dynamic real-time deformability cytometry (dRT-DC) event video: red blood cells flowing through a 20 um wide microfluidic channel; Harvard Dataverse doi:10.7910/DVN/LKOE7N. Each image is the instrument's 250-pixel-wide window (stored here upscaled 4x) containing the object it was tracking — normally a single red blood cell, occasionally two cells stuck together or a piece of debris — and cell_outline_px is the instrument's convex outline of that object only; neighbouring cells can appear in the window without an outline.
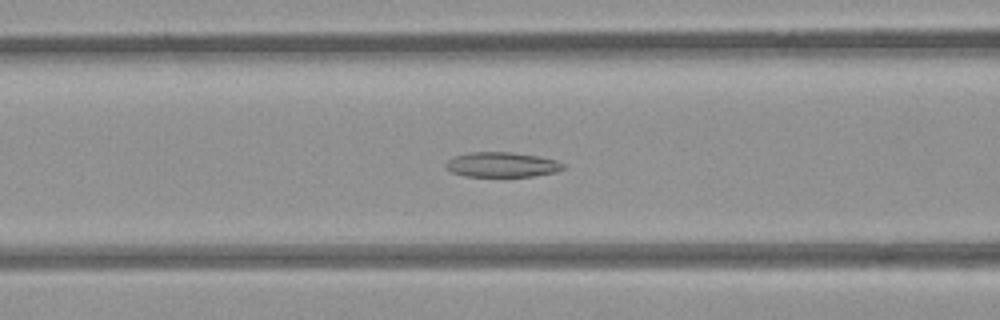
{"species": "common noctule bat (a hibernating species)", "species_latin": "Nyctalus noctula", "temperature_condition": "room temperature", "stored_images_in_passage": 36, "camera_frame_rate_fps": 3000, "um_per_image_px": 0.085, "animal": {"sex": "female", "body_mass_g": 21.9}, "frame": {"image": 1, "passage_image": 12, "time_ms": 3.667, "image_size_px": [1000, 320], "cell_outline_px": [[564, 168], [556, 172], [532, 176], [464, 176], [452, 172], [444, 168], [444, 164], [452, 156], [468, 152], [512, 152], [536, 156], [556, 160], [564, 164]], "centroid_in_image_um": [42.6, 13.99], "position_along_channel_um": 124.0, "area_um2": 17.11}}
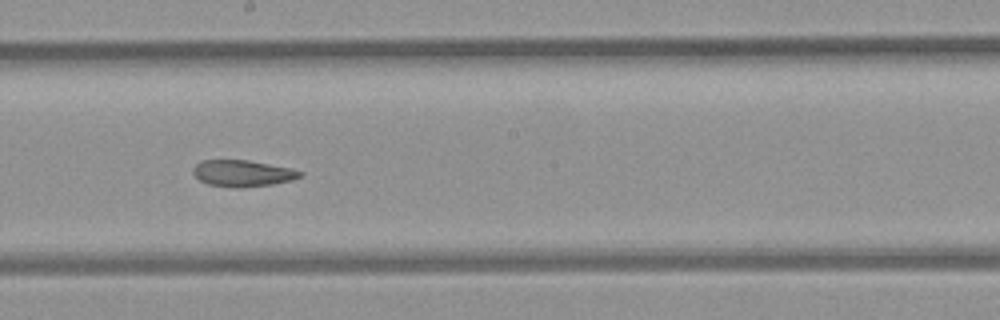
{"frame": {"image": 2, "passage_image": 20, "time_ms": 6.333, "image_size_px": [1000, 320], "cell_outline_px": [[304, 172], [300, 176], [292, 180], [272, 184], [240, 188], [236, 188], [208, 184], [200, 180], [192, 172], [192, 168], [200, 160], [248, 160], [292, 168]], "centroid_in_image_um": [20.61, 14.72], "position_along_channel_um": 227.6, "area_um2": 16.53}}
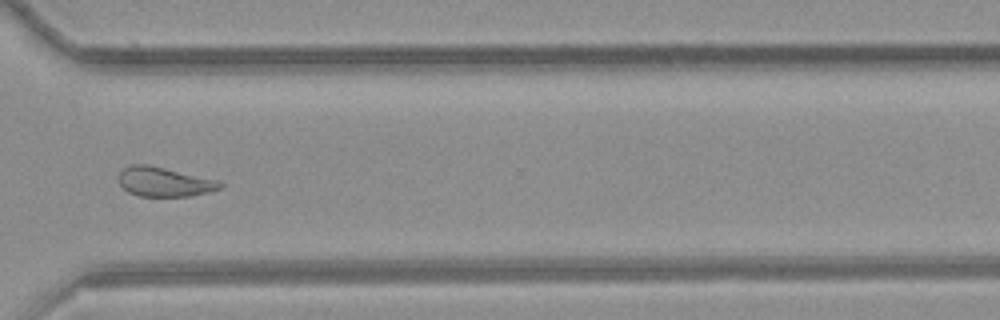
{"frame": {"image": 3, "passage_image": 30, "time_ms": 9.667, "image_size_px": [1000, 320], "cell_outline_px": [[224, 184], [220, 188], [208, 192], [192, 196], [140, 196], [128, 192], [116, 180], [116, 176], [124, 168], [132, 164], [148, 164], [216, 180]], "centroid_in_image_um": [13.9, 15.45], "position_along_channel_um": 356.7, "area_um2": 17.34}, "authors_computed_cell_mechanics": {"area_um2": 17.5134, "velocity_mm_per_s": 3.8816, "shape_relaxation_time_tau1_ms": null, "shape_relaxation_time_tau2_ms": 3.3227, "deformation_change_tau1": null, "deformation_change_tau2": 0.1081}}